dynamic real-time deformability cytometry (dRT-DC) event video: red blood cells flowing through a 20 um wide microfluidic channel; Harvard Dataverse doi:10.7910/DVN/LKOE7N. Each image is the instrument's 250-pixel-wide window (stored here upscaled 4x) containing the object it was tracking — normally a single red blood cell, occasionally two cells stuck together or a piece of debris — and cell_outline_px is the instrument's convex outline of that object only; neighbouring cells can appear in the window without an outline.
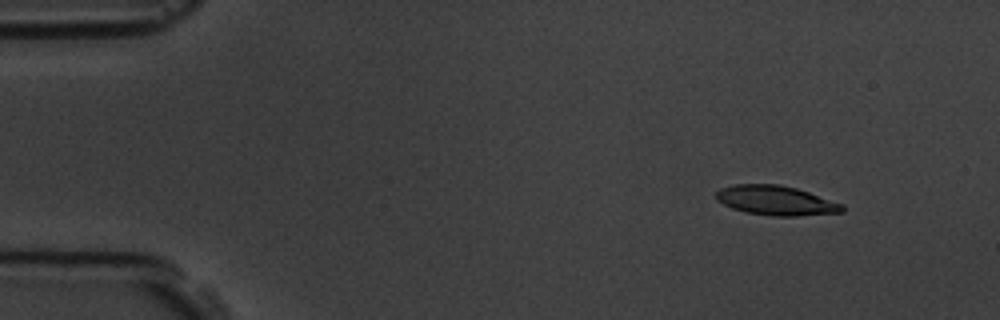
{"species": "common noctule bat (a hibernating species)", "species_latin": "Nyctalus noctula", "temperature_condition": "room temperature", "stored_images_in_passage": 4, "camera_frame_rate_fps": 3000, "um_per_image_px": 0.085, "animal": {"sex": "male", "body_mass_g": 19.5, "forearm_length_mm": 54.6}, "frame": {"image": 1, "passage_image": 2, "time_ms": 1.0, "image_size_px": [1000, 320], "cell_outline_px": [[844, 212], [796, 216], [772, 216], [744, 212], [732, 208], [716, 200], [716, 192], [720, 188], [732, 184], [780, 184], [796, 188], [844, 204]], "centroid_in_image_um": [65.94, 17.04], "position_along_channel_um": 19.1, "area_um2": 21.85}}
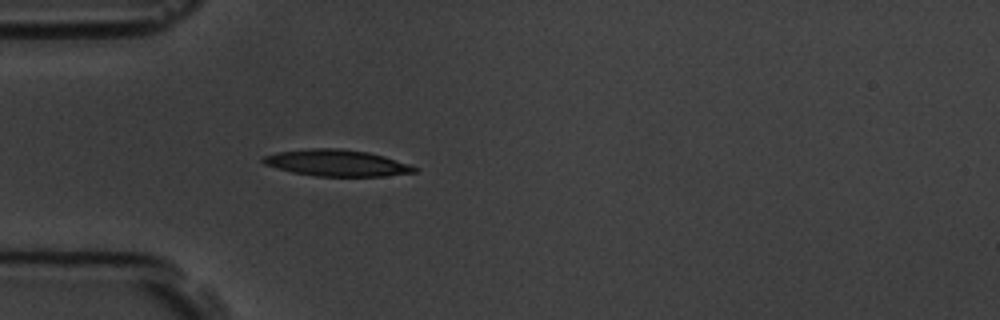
{"frame": {"image": 2, "passage_image": 4, "time_ms": 4.333, "image_size_px": [1000, 320], "cell_outline_px": [[420, 168], [416, 172], [384, 176], [312, 176], [292, 172], [264, 164], [260, 160], [264, 156], [276, 152], [312, 148], [340, 148], [368, 152], [384, 156]], "centroid_in_image_um": [28.62, 13.85], "position_along_channel_um": 56.4, "area_um2": 23.35}}